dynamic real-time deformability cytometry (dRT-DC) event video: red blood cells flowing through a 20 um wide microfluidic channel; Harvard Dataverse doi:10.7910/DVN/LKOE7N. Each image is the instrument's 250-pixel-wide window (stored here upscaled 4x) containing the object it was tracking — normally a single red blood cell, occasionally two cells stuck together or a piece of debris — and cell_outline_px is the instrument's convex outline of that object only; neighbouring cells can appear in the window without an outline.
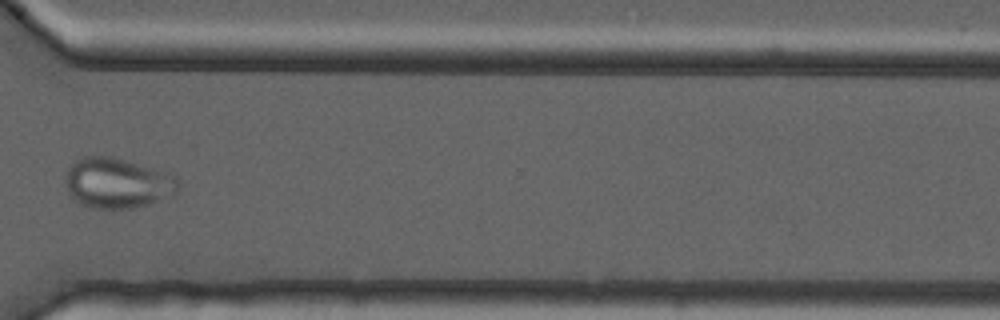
{"species": "common noctule bat (a hibernating species)", "species_latin": "Nyctalus noctula", "temperature_condition": "cold", "stored_images_in_passage": 11, "camera_frame_rate_fps": 3000, "um_per_image_px": 0.085, "animal": {"sex": "male", "forearm_length_mm": 52.5}, "frame": {"image": 1, "passage_image": 10, "time_ms": 11.333, "image_size_px": [1000, 320], "cell_outline_px": [[180, 188], [176, 192], [144, 204], [132, 208], [92, 208], [80, 204], [72, 200], [64, 180], [64, 176], [68, 168], [76, 160], [84, 156], [112, 156], [160, 168], [176, 176], [180, 180]], "centroid_in_image_um": [9.96, 15.52], "position_along_channel_um": 360.6, "area_um2": 33.41}}